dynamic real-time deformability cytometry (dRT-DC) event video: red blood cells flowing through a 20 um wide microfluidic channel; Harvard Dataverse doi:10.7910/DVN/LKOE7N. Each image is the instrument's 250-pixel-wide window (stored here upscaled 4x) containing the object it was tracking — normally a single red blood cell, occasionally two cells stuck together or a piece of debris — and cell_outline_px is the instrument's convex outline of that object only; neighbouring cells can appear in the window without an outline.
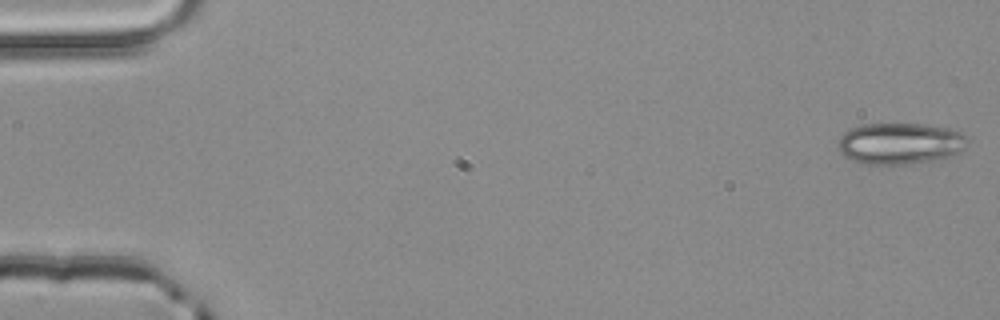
{"species": "common noctule bat (a hibernating species)", "species_latin": "Nyctalus noctula", "temperature_condition": "room temperature", "stored_images_in_passage": 3, "camera_frame_rate_fps": 3000, "um_per_image_px": 0.085, "animal": {"sex": "male", "body_mass_g": 20.4}, "frame": {"image": 1, "passage_image": 1, "time_ms": 0.0, "image_size_px": [1000, 320], "cell_outline_px": [[968, 140], [956, 152], [948, 156], [932, 160], [908, 164], [864, 164], [852, 160], [844, 156], [836, 148], [836, 140], [848, 128], [864, 124], [924, 124], [948, 128], [960, 132]], "centroid_in_image_um": [76.38, 12.18], "position_along_channel_um": 8.6, "area_um2": 31.1}}